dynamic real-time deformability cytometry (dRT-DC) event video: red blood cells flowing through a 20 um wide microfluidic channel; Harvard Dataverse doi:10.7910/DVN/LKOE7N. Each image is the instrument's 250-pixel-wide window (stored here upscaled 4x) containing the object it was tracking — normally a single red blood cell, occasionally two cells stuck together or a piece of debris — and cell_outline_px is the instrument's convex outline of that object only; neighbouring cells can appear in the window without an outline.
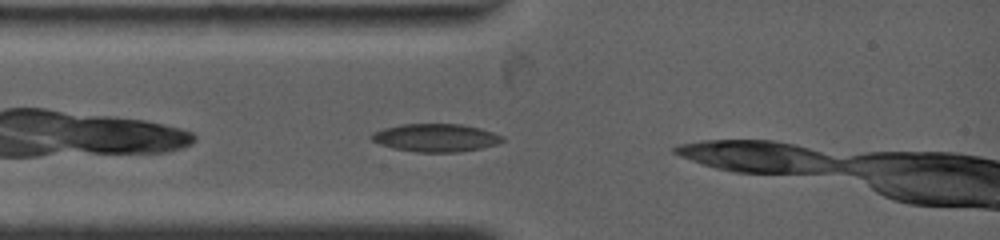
{"species": "common noctule bat (a hibernating species)", "species_latin": "Nyctalus noctula", "temperature_condition": "warm", "stored_images_in_passage": 2, "camera_frame_rate_fps": 4500, "um_per_image_px": 0.085, "animal": {"sex": "female", "body_mass_g": 19.0, "forearm_length_mm": 53.3}, "frame": {"image": 1, "passage_image": 2, "time_ms": 0.889, "image_size_px": [1000, 240], "cell_outline_px": [[504, 140], [496, 144], [480, 148], [460, 152], [416, 152], [392, 148], [380, 144], [372, 140], [368, 136], [372, 132], [384, 128], [400, 124], [460, 124], [480, 128], [504, 136]], "centroid_in_image_um": [37.0, 11.71], "position_along_channel_um": 48.0, "area_um2": 21.39}}